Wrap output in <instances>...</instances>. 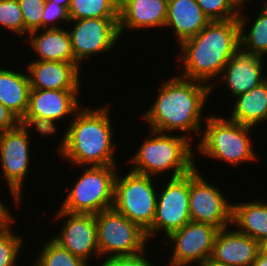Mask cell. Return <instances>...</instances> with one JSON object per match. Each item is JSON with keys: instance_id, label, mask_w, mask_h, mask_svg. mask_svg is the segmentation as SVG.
Listing matches in <instances>:
<instances>
[{"instance_id": "31", "label": "cell", "mask_w": 267, "mask_h": 266, "mask_svg": "<svg viewBox=\"0 0 267 266\" xmlns=\"http://www.w3.org/2000/svg\"><path fill=\"white\" fill-rule=\"evenodd\" d=\"M22 11L25 34L42 29L43 10L46 0H18Z\"/></svg>"}, {"instance_id": "20", "label": "cell", "mask_w": 267, "mask_h": 266, "mask_svg": "<svg viewBox=\"0 0 267 266\" xmlns=\"http://www.w3.org/2000/svg\"><path fill=\"white\" fill-rule=\"evenodd\" d=\"M209 22L196 0H168L165 27L173 29L179 45L196 36Z\"/></svg>"}, {"instance_id": "12", "label": "cell", "mask_w": 267, "mask_h": 266, "mask_svg": "<svg viewBox=\"0 0 267 266\" xmlns=\"http://www.w3.org/2000/svg\"><path fill=\"white\" fill-rule=\"evenodd\" d=\"M29 130L20 124L11 130L0 132V160L10 193L16 206H20L24 180L29 173L30 141ZM21 200V201H20Z\"/></svg>"}, {"instance_id": "7", "label": "cell", "mask_w": 267, "mask_h": 266, "mask_svg": "<svg viewBox=\"0 0 267 266\" xmlns=\"http://www.w3.org/2000/svg\"><path fill=\"white\" fill-rule=\"evenodd\" d=\"M100 258L138 256L146 251V232L114 208L95 214ZM107 255V257H105Z\"/></svg>"}, {"instance_id": "10", "label": "cell", "mask_w": 267, "mask_h": 266, "mask_svg": "<svg viewBox=\"0 0 267 266\" xmlns=\"http://www.w3.org/2000/svg\"><path fill=\"white\" fill-rule=\"evenodd\" d=\"M157 194L156 212L152 225L145 231L148 241L163 231L168 237L191 221L189 211V174L169 178Z\"/></svg>"}, {"instance_id": "39", "label": "cell", "mask_w": 267, "mask_h": 266, "mask_svg": "<svg viewBox=\"0 0 267 266\" xmlns=\"http://www.w3.org/2000/svg\"><path fill=\"white\" fill-rule=\"evenodd\" d=\"M198 266H227V265L215 262L209 258L205 262H203L202 264H200Z\"/></svg>"}, {"instance_id": "26", "label": "cell", "mask_w": 267, "mask_h": 266, "mask_svg": "<svg viewBox=\"0 0 267 266\" xmlns=\"http://www.w3.org/2000/svg\"><path fill=\"white\" fill-rule=\"evenodd\" d=\"M70 20L119 17L116 0H71L68 9Z\"/></svg>"}, {"instance_id": "2", "label": "cell", "mask_w": 267, "mask_h": 266, "mask_svg": "<svg viewBox=\"0 0 267 266\" xmlns=\"http://www.w3.org/2000/svg\"><path fill=\"white\" fill-rule=\"evenodd\" d=\"M239 32L238 19L210 21L196 36L178 45L183 52L177 56L183 64L179 76L210 85L213 91L212 79L219 78L240 47Z\"/></svg>"}, {"instance_id": "1", "label": "cell", "mask_w": 267, "mask_h": 266, "mask_svg": "<svg viewBox=\"0 0 267 266\" xmlns=\"http://www.w3.org/2000/svg\"><path fill=\"white\" fill-rule=\"evenodd\" d=\"M158 91L153 105L140 116L150 129L162 133L179 130L186 132L189 139L190 132L201 136L203 107L212 92L211 86L175 75L162 82Z\"/></svg>"}, {"instance_id": "24", "label": "cell", "mask_w": 267, "mask_h": 266, "mask_svg": "<svg viewBox=\"0 0 267 266\" xmlns=\"http://www.w3.org/2000/svg\"><path fill=\"white\" fill-rule=\"evenodd\" d=\"M232 225L238 232L261 242L267 238V203L257 199L232 203Z\"/></svg>"}, {"instance_id": "23", "label": "cell", "mask_w": 267, "mask_h": 266, "mask_svg": "<svg viewBox=\"0 0 267 266\" xmlns=\"http://www.w3.org/2000/svg\"><path fill=\"white\" fill-rule=\"evenodd\" d=\"M229 120L247 126H257L267 119V79L250 91L235 98Z\"/></svg>"}, {"instance_id": "6", "label": "cell", "mask_w": 267, "mask_h": 266, "mask_svg": "<svg viewBox=\"0 0 267 266\" xmlns=\"http://www.w3.org/2000/svg\"><path fill=\"white\" fill-rule=\"evenodd\" d=\"M117 165L89 166L74 182L59 208L69 213L97 214L113 208Z\"/></svg>"}, {"instance_id": "30", "label": "cell", "mask_w": 267, "mask_h": 266, "mask_svg": "<svg viewBox=\"0 0 267 266\" xmlns=\"http://www.w3.org/2000/svg\"><path fill=\"white\" fill-rule=\"evenodd\" d=\"M0 26L23 37L25 24L18 0H0Z\"/></svg>"}, {"instance_id": "42", "label": "cell", "mask_w": 267, "mask_h": 266, "mask_svg": "<svg viewBox=\"0 0 267 266\" xmlns=\"http://www.w3.org/2000/svg\"><path fill=\"white\" fill-rule=\"evenodd\" d=\"M263 4L267 7V0H264Z\"/></svg>"}, {"instance_id": "35", "label": "cell", "mask_w": 267, "mask_h": 266, "mask_svg": "<svg viewBox=\"0 0 267 266\" xmlns=\"http://www.w3.org/2000/svg\"><path fill=\"white\" fill-rule=\"evenodd\" d=\"M124 266H153L144 253L138 256L124 257ZM155 266V265H154Z\"/></svg>"}, {"instance_id": "27", "label": "cell", "mask_w": 267, "mask_h": 266, "mask_svg": "<svg viewBox=\"0 0 267 266\" xmlns=\"http://www.w3.org/2000/svg\"><path fill=\"white\" fill-rule=\"evenodd\" d=\"M32 266H89L81 258L62 248L52 238L45 242Z\"/></svg>"}, {"instance_id": "19", "label": "cell", "mask_w": 267, "mask_h": 266, "mask_svg": "<svg viewBox=\"0 0 267 266\" xmlns=\"http://www.w3.org/2000/svg\"><path fill=\"white\" fill-rule=\"evenodd\" d=\"M168 0H121L118 27L120 37L125 29L165 27Z\"/></svg>"}, {"instance_id": "22", "label": "cell", "mask_w": 267, "mask_h": 266, "mask_svg": "<svg viewBox=\"0 0 267 266\" xmlns=\"http://www.w3.org/2000/svg\"><path fill=\"white\" fill-rule=\"evenodd\" d=\"M30 89L28 73L0 67V103L19 120L27 113Z\"/></svg>"}, {"instance_id": "13", "label": "cell", "mask_w": 267, "mask_h": 266, "mask_svg": "<svg viewBox=\"0 0 267 266\" xmlns=\"http://www.w3.org/2000/svg\"><path fill=\"white\" fill-rule=\"evenodd\" d=\"M218 230L202 222L190 221L167 238L174 250L170 266L200 265L211 257Z\"/></svg>"}, {"instance_id": "9", "label": "cell", "mask_w": 267, "mask_h": 266, "mask_svg": "<svg viewBox=\"0 0 267 266\" xmlns=\"http://www.w3.org/2000/svg\"><path fill=\"white\" fill-rule=\"evenodd\" d=\"M189 211L191 221L218 231L232 226V202L227 201L218 187L209 184L197 168L189 173Z\"/></svg>"}, {"instance_id": "29", "label": "cell", "mask_w": 267, "mask_h": 266, "mask_svg": "<svg viewBox=\"0 0 267 266\" xmlns=\"http://www.w3.org/2000/svg\"><path fill=\"white\" fill-rule=\"evenodd\" d=\"M14 221L0 228V266H16L19 252L24 244L23 237L16 235L11 228Z\"/></svg>"}, {"instance_id": "3", "label": "cell", "mask_w": 267, "mask_h": 266, "mask_svg": "<svg viewBox=\"0 0 267 266\" xmlns=\"http://www.w3.org/2000/svg\"><path fill=\"white\" fill-rule=\"evenodd\" d=\"M109 106L81 108L59 144L58 154L75 166L116 165ZM87 165V166H86Z\"/></svg>"}, {"instance_id": "40", "label": "cell", "mask_w": 267, "mask_h": 266, "mask_svg": "<svg viewBox=\"0 0 267 266\" xmlns=\"http://www.w3.org/2000/svg\"><path fill=\"white\" fill-rule=\"evenodd\" d=\"M259 249L262 253L267 254V238L259 242Z\"/></svg>"}, {"instance_id": "4", "label": "cell", "mask_w": 267, "mask_h": 266, "mask_svg": "<svg viewBox=\"0 0 267 266\" xmlns=\"http://www.w3.org/2000/svg\"><path fill=\"white\" fill-rule=\"evenodd\" d=\"M149 133L151 136H147L129 160L134 166L131 171L152 177L171 170L170 178H177L196 168L191 139L184 134L172 135L151 129Z\"/></svg>"}, {"instance_id": "21", "label": "cell", "mask_w": 267, "mask_h": 266, "mask_svg": "<svg viewBox=\"0 0 267 266\" xmlns=\"http://www.w3.org/2000/svg\"><path fill=\"white\" fill-rule=\"evenodd\" d=\"M39 32L40 30H35L28 34L29 45L39 56L38 60L77 63L67 29H41V34Z\"/></svg>"}, {"instance_id": "38", "label": "cell", "mask_w": 267, "mask_h": 266, "mask_svg": "<svg viewBox=\"0 0 267 266\" xmlns=\"http://www.w3.org/2000/svg\"><path fill=\"white\" fill-rule=\"evenodd\" d=\"M250 266H267V254H264L259 250L256 259Z\"/></svg>"}, {"instance_id": "14", "label": "cell", "mask_w": 267, "mask_h": 266, "mask_svg": "<svg viewBox=\"0 0 267 266\" xmlns=\"http://www.w3.org/2000/svg\"><path fill=\"white\" fill-rule=\"evenodd\" d=\"M55 219L67 218L60 233L51 237L62 248L89 265L91 254L100 258L97 243V225L94 214L69 213L57 210Z\"/></svg>"}, {"instance_id": "36", "label": "cell", "mask_w": 267, "mask_h": 266, "mask_svg": "<svg viewBox=\"0 0 267 266\" xmlns=\"http://www.w3.org/2000/svg\"><path fill=\"white\" fill-rule=\"evenodd\" d=\"M9 208L0 199V228L7 226L14 220L13 215H11L8 210Z\"/></svg>"}, {"instance_id": "34", "label": "cell", "mask_w": 267, "mask_h": 266, "mask_svg": "<svg viewBox=\"0 0 267 266\" xmlns=\"http://www.w3.org/2000/svg\"><path fill=\"white\" fill-rule=\"evenodd\" d=\"M19 121L8 108L0 103V132L16 128Z\"/></svg>"}, {"instance_id": "37", "label": "cell", "mask_w": 267, "mask_h": 266, "mask_svg": "<svg viewBox=\"0 0 267 266\" xmlns=\"http://www.w3.org/2000/svg\"><path fill=\"white\" fill-rule=\"evenodd\" d=\"M101 266H124V257L122 258H112V259H104L101 261Z\"/></svg>"}, {"instance_id": "8", "label": "cell", "mask_w": 267, "mask_h": 266, "mask_svg": "<svg viewBox=\"0 0 267 266\" xmlns=\"http://www.w3.org/2000/svg\"><path fill=\"white\" fill-rule=\"evenodd\" d=\"M151 176L133 171L115 179L113 208L146 231L153 223L157 189Z\"/></svg>"}, {"instance_id": "18", "label": "cell", "mask_w": 267, "mask_h": 266, "mask_svg": "<svg viewBox=\"0 0 267 266\" xmlns=\"http://www.w3.org/2000/svg\"><path fill=\"white\" fill-rule=\"evenodd\" d=\"M81 90L30 89L29 107L24 116L49 118L59 122L75 115L81 108L78 95Z\"/></svg>"}, {"instance_id": "33", "label": "cell", "mask_w": 267, "mask_h": 266, "mask_svg": "<svg viewBox=\"0 0 267 266\" xmlns=\"http://www.w3.org/2000/svg\"><path fill=\"white\" fill-rule=\"evenodd\" d=\"M56 120L49 119V118H41L35 116H23L19 124L25 130L29 128H35L38 134L40 133L42 136L47 137L48 135H52L57 130L56 128Z\"/></svg>"}, {"instance_id": "32", "label": "cell", "mask_w": 267, "mask_h": 266, "mask_svg": "<svg viewBox=\"0 0 267 266\" xmlns=\"http://www.w3.org/2000/svg\"><path fill=\"white\" fill-rule=\"evenodd\" d=\"M56 21L69 23L68 9L52 0H46L43 10L42 29L61 28L60 25L58 26L59 22L57 25L54 23Z\"/></svg>"}, {"instance_id": "25", "label": "cell", "mask_w": 267, "mask_h": 266, "mask_svg": "<svg viewBox=\"0 0 267 266\" xmlns=\"http://www.w3.org/2000/svg\"><path fill=\"white\" fill-rule=\"evenodd\" d=\"M262 8L248 32L246 31L249 29L246 28L248 16L239 11L237 19L240 27V47L263 58L267 54V7L263 4Z\"/></svg>"}, {"instance_id": "5", "label": "cell", "mask_w": 267, "mask_h": 266, "mask_svg": "<svg viewBox=\"0 0 267 266\" xmlns=\"http://www.w3.org/2000/svg\"><path fill=\"white\" fill-rule=\"evenodd\" d=\"M204 121L205 128L202 129V136L197 144L198 154L200 152L207 158H214L231 166L257 159L249 135L254 127L224 119L219 115H211Z\"/></svg>"}, {"instance_id": "41", "label": "cell", "mask_w": 267, "mask_h": 266, "mask_svg": "<svg viewBox=\"0 0 267 266\" xmlns=\"http://www.w3.org/2000/svg\"><path fill=\"white\" fill-rule=\"evenodd\" d=\"M52 1L56 2L59 5H62L63 7L67 9H69L70 3H71V0H52Z\"/></svg>"}, {"instance_id": "17", "label": "cell", "mask_w": 267, "mask_h": 266, "mask_svg": "<svg viewBox=\"0 0 267 266\" xmlns=\"http://www.w3.org/2000/svg\"><path fill=\"white\" fill-rule=\"evenodd\" d=\"M259 250L258 241L227 227L217 232L210 259L227 266H250Z\"/></svg>"}, {"instance_id": "16", "label": "cell", "mask_w": 267, "mask_h": 266, "mask_svg": "<svg viewBox=\"0 0 267 266\" xmlns=\"http://www.w3.org/2000/svg\"><path fill=\"white\" fill-rule=\"evenodd\" d=\"M26 68L31 89L80 90L78 63L33 60Z\"/></svg>"}, {"instance_id": "15", "label": "cell", "mask_w": 267, "mask_h": 266, "mask_svg": "<svg viewBox=\"0 0 267 266\" xmlns=\"http://www.w3.org/2000/svg\"><path fill=\"white\" fill-rule=\"evenodd\" d=\"M262 60L239 47L225 65L219 81L227 85L233 97L246 93L267 79L263 77Z\"/></svg>"}, {"instance_id": "11", "label": "cell", "mask_w": 267, "mask_h": 266, "mask_svg": "<svg viewBox=\"0 0 267 266\" xmlns=\"http://www.w3.org/2000/svg\"><path fill=\"white\" fill-rule=\"evenodd\" d=\"M119 17L70 20L69 30L74 59L79 65L98 53L113 50L120 38Z\"/></svg>"}, {"instance_id": "28", "label": "cell", "mask_w": 267, "mask_h": 266, "mask_svg": "<svg viewBox=\"0 0 267 266\" xmlns=\"http://www.w3.org/2000/svg\"><path fill=\"white\" fill-rule=\"evenodd\" d=\"M204 15L209 21H224L237 19L241 5L245 2L241 0H196Z\"/></svg>"}]
</instances>
